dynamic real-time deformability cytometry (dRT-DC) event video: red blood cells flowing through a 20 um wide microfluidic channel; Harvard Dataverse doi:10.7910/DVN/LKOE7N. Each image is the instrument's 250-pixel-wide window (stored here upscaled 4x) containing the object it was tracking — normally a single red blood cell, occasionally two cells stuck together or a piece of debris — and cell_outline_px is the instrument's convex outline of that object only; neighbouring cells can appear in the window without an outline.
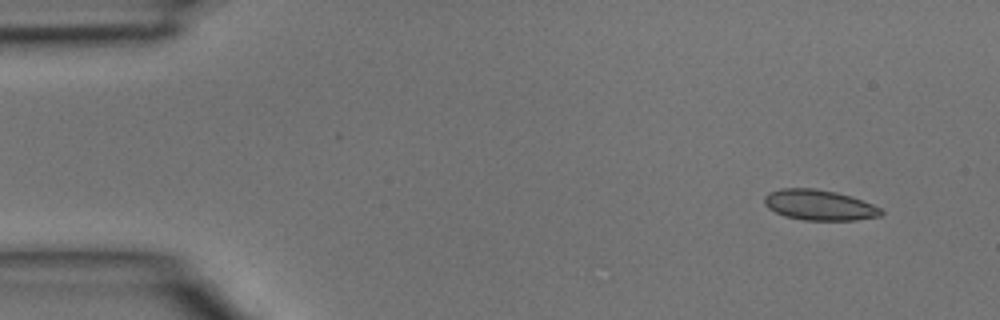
{"species": "common noctule bat (a hibernating species)", "species_latin": "Nyctalus noctula", "temperature_condition": "room temperature", "stored_images_in_passage": 4, "camera_frame_rate_fps": 3000, "um_per_image_px": 0.085, "animal": {"sex": "male", "body_mass_g": 15.6}, "frame": {"image": 1, "passage_image": 1, "time_ms": 0.0, "image_size_px": [1000, 320], "cell_outline_px": [[884, 212], [880, 216], [856, 220], [804, 220], [784, 216], [768, 208], [764, 204], [764, 196], [768, 192], [780, 188], [812, 188], [836, 192], [872, 204], [880, 208]], "centroid_in_image_um": [69.59, 17.43], "position_along_channel_um": 15.4, "area_um2": 20.63}}
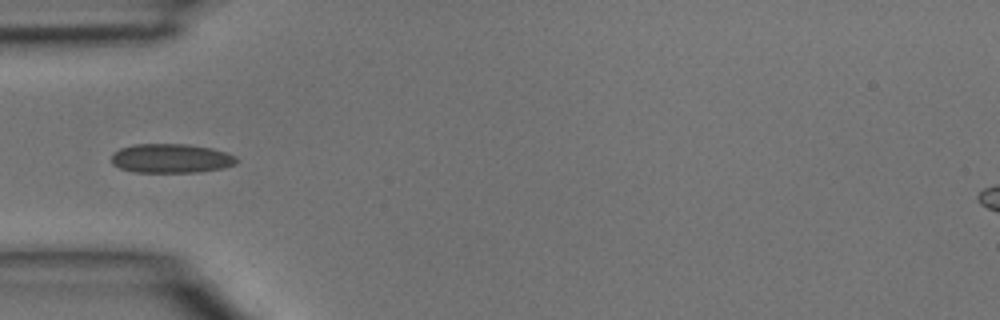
{"frame": {"image": 2, "passage_image": 4, "time_ms": 1.0, "image_size_px": [1000, 320], "cell_outline_px": [[240, 160], [236, 164], [224, 168], [200, 172], [136, 172], [120, 168], [112, 164], [112, 152], [120, 148], [136, 144], [188, 144], [212, 148], [236, 156]], "centroid_in_image_um": [14.57, 13.46], "position_along_channel_um": 70.4, "area_um2": 21.44}}